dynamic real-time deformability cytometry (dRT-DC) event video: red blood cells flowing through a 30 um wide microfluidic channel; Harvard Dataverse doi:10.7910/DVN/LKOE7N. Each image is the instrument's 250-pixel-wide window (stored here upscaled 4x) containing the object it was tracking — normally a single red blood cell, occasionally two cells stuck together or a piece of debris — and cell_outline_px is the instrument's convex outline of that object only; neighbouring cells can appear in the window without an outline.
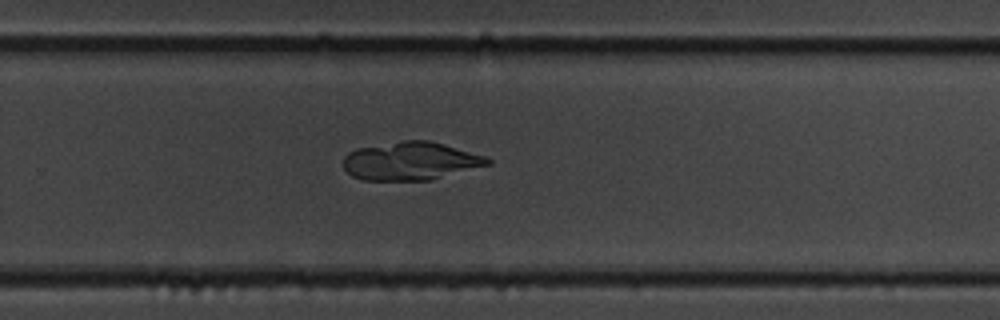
{"species": "common noctule bat (a hibernating species)", "species_latin": "Nyctalus noctula", "temperature_condition": "cold", "stored_images_in_passage": 33, "camera_frame_rate_fps": 3000, "um_per_image_px": 0.085, "animal": {"sex": "male", "body_mass_g": 19.5, "forearm_length_mm": 54.6}, "frame": {"image": 1, "passage_image": 19, "time_ms": 6.0, "image_size_px": [1000, 320], "cell_outline_px": [[492, 164], [432, 180], [364, 180], [352, 176], [344, 168], [344, 156], [348, 152], [356, 148], [404, 140], [428, 140], [444, 144], [484, 156], [492, 160]], "centroid_in_image_um": [34.91, 13.69], "position_along_channel_um": 294.9, "area_um2": 32.14}}
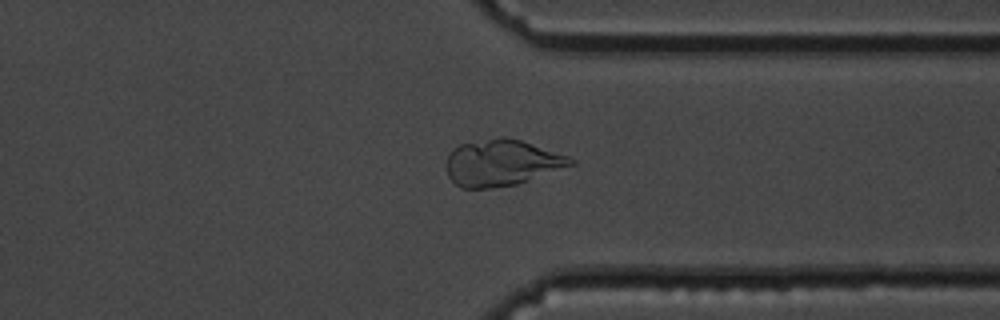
{"frame": {"image": 2, "passage_image": 25, "time_ms": 8.0, "image_size_px": [1000, 320], "cell_outline_px": [[576, 164], [516, 184], [492, 188], [460, 188], [448, 176], [448, 152], [452, 148], [460, 144], [504, 136], [520, 140], [568, 156], [576, 160]], "centroid_in_image_um": [42.64, 13.84], "position_along_channel_um": 368.8, "area_um2": 33.23}}